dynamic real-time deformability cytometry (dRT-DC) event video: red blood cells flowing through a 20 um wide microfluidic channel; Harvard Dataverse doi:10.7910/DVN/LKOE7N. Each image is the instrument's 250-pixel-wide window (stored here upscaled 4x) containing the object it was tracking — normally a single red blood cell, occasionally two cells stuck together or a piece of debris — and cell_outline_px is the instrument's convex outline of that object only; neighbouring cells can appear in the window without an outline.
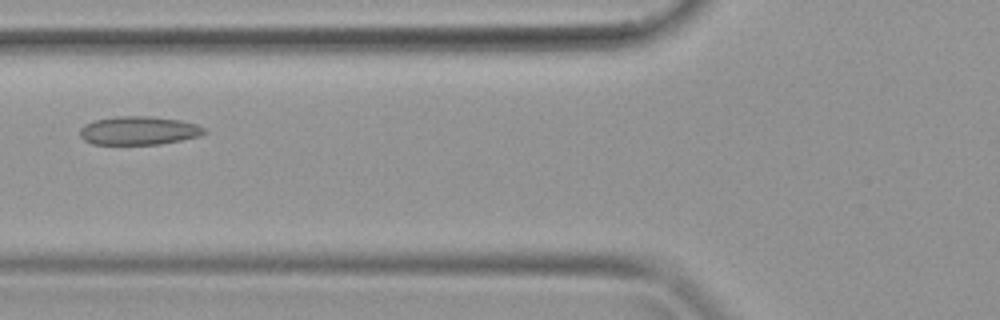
{"species": "common noctule bat (a hibernating species)", "species_latin": "Nyctalus noctula", "temperature_condition": "warm", "stored_images_in_passage": 37, "camera_frame_rate_fps": 3000, "um_per_image_px": 0.085, "animal": {"sex": "female", "body_mass_g": 19.9}, "frame": {"image": 1, "passage_image": 13, "time_ms": 4.0, "image_size_px": [1000, 320], "cell_outline_px": [[208, 132], [200, 136], [160, 144], [92, 144], [84, 140], [80, 136], [80, 128], [84, 124], [96, 120], [116, 116], [148, 116], [180, 120], [196, 124], [204, 128]], "centroid_in_image_um": [11.79, 11.1], "position_along_channel_um": 114.0, "area_um2": 20.63}}
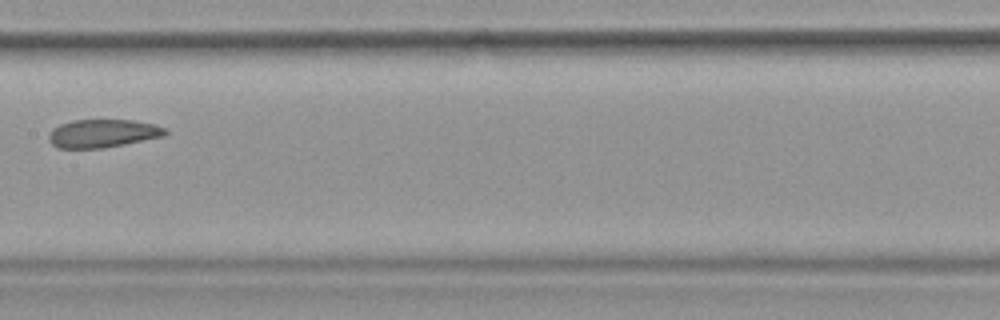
{"frame": {"image": 2, "passage_image": 18, "time_ms": 5.667, "image_size_px": [1000, 320], "cell_outline_px": [[168, 132], [164, 136], [104, 148], [56, 148], [48, 140], [48, 136], [52, 128], [60, 124], [72, 120], [132, 120], [156, 124], [168, 128]], "centroid_in_image_um": [8.74, 11.33], "position_along_channel_um": 198.7, "area_um2": 19.31}}
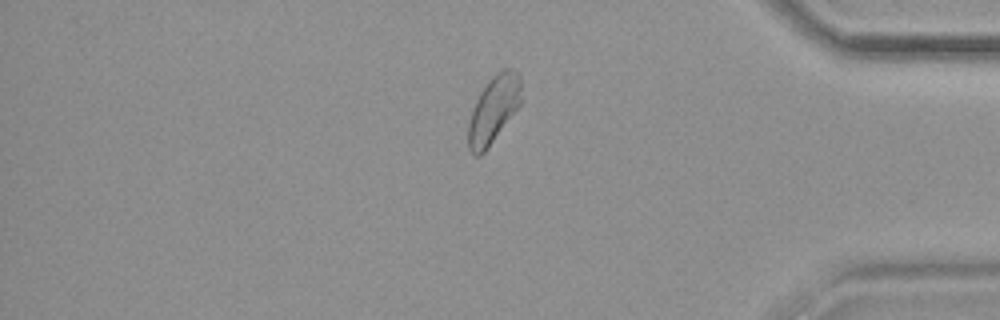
{"frame": {"image": 3, "passage_image": 31, "time_ms": 10.0, "image_size_px": [1000, 320], "cell_outline_px": [[524, 100], [488, 148], [480, 156], [476, 156], [468, 148], [468, 124], [472, 108], [480, 92], [488, 80], [496, 72], [504, 68], [512, 68], [520, 76]], "centroid_in_image_um": [41.98, 9.28], "position_along_channel_um": 393.2, "area_um2": 21.15}}